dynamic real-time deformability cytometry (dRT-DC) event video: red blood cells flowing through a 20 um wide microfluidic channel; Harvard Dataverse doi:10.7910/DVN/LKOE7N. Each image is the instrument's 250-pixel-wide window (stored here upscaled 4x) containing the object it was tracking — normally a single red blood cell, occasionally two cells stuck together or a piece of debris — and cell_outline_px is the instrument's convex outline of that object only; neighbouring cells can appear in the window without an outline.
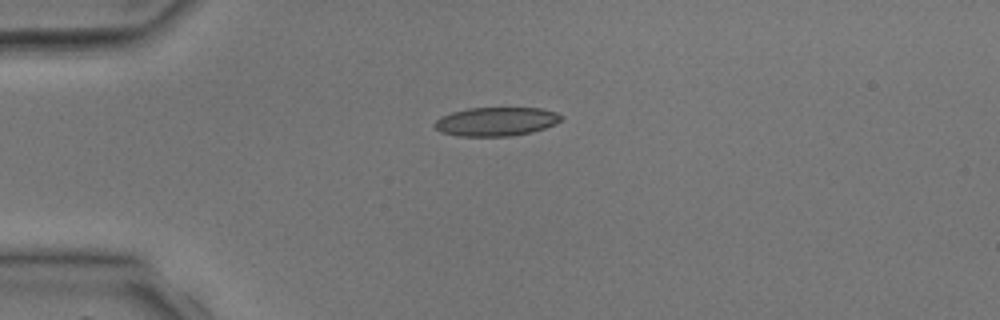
{"species": "common noctule bat (a hibernating species)", "species_latin": "Nyctalus noctula", "temperature_condition": "room temperature", "stored_images_in_passage": 1, "camera_frame_rate_fps": 3000, "um_per_image_px": 0.085, "animal": {"sex": "male", "body_mass_g": 17.9, "forearm_length_mm": 54.2}, "frame": {"image": 1, "passage_image": 1, "time_ms": 0.0, "image_size_px": [1000, 320], "cell_outline_px": [[564, 116], [556, 124], [532, 132], [512, 136], [456, 136], [440, 132], [432, 124], [440, 116], [452, 112], [468, 108], [540, 108], [556, 112]], "centroid_in_image_um": [42.15, 10.33], "position_along_channel_um": 42.8, "area_um2": 21.39}}